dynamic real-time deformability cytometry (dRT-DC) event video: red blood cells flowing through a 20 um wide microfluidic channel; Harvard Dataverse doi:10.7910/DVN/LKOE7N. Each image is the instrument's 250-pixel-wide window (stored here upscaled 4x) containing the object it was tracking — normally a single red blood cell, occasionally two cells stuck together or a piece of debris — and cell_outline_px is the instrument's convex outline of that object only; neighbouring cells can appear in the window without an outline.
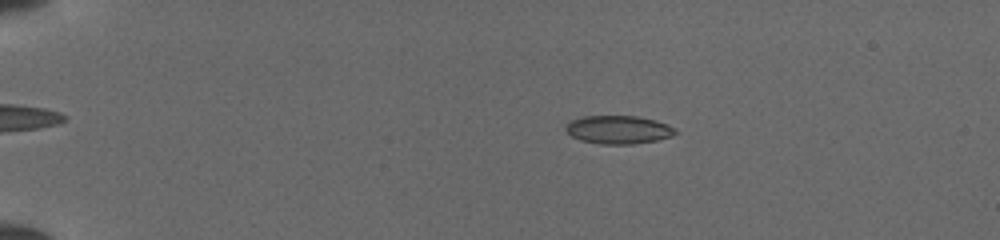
{"species": "common noctule bat (a hibernating species)", "species_latin": "Nyctalus noctula", "temperature_condition": "cold", "stored_images_in_passage": 51, "camera_frame_rate_fps": 3000, "um_per_image_px": 0.085, "animal": {"sex": "female", "body_mass_g": 19.5, "forearm_length_mm": 54.1}, "frame": {"image": 1, "passage_image": 11, "time_ms": 3.333, "image_size_px": [1000, 240], "cell_outline_px": [[680, 132], [672, 136], [656, 140], [632, 144], [600, 144], [580, 140], [572, 136], [564, 128], [572, 120], [584, 116], [636, 116], [656, 120], [676, 128]], "centroid_in_image_um": [52.61, 11.02], "position_along_channel_um": 32.4, "area_um2": 18.03}}
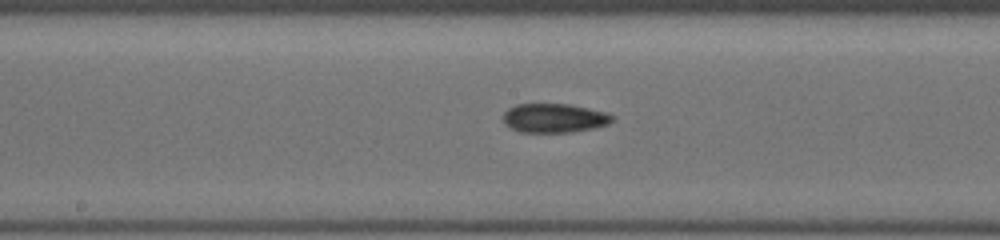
{"frame": {"image": 2, "passage_image": 29, "time_ms": 9.333, "image_size_px": [1000, 240], "cell_outline_px": [[616, 116], [608, 124], [596, 128], [572, 132], [520, 132], [504, 124], [504, 112], [508, 108], [516, 104], [568, 104], [608, 112]], "centroid_in_image_um": [47.14, 10.03], "position_along_channel_um": 201.1, "area_um2": 18.61}}
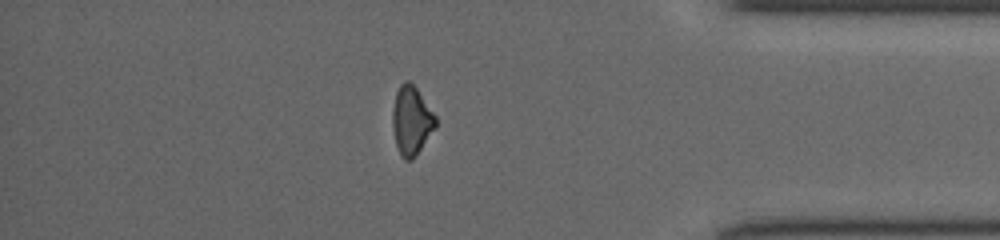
{"frame": {"image": 3, "passage_image": 45, "time_ms": 14.667, "image_size_px": [1000, 240], "cell_outline_px": [[436, 128], [412, 160], [404, 160], [400, 156], [396, 144], [392, 124], [392, 112], [396, 92], [400, 84], [404, 80], [408, 80], [416, 88], [436, 116]], "centroid_in_image_um": [34.97, 10.26], "position_along_channel_um": 400.2, "area_um2": 17.22}}